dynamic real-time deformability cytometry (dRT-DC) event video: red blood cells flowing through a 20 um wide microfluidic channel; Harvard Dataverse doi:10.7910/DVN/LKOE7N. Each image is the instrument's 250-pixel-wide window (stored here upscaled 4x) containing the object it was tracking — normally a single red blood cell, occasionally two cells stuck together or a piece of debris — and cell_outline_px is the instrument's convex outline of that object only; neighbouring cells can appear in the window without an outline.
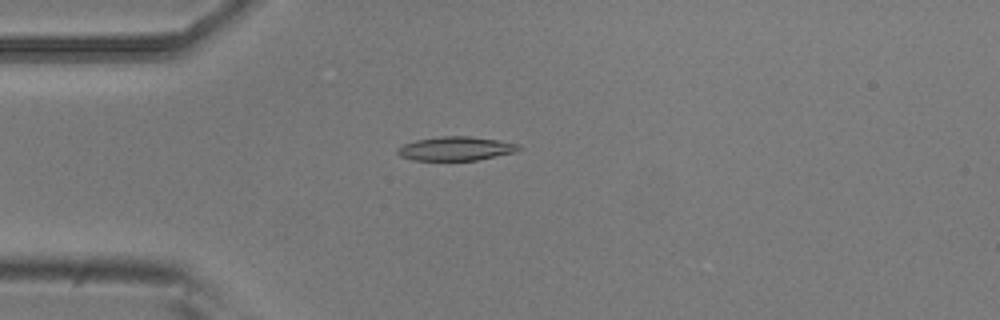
{"species": "common noctule bat (a hibernating species)", "species_latin": "Nyctalus noctula", "temperature_condition": "room temperature", "stored_images_in_passage": 4, "camera_frame_rate_fps": 3000, "um_per_image_px": 0.085, "animal": {"sex": "male", "body_mass_g": 20.5, "forearm_length_mm": 52.5}, "frame": {"image": 1, "passage_image": 4, "time_ms": 1.0, "image_size_px": [1000, 320], "cell_outline_px": [[520, 148], [516, 152], [476, 160], [412, 160], [400, 156], [396, 152], [396, 148], [404, 144], [416, 140], [440, 136], [468, 136], [500, 140], [520, 144]], "centroid_in_image_um": [38.73, 12.62], "position_along_channel_um": 46.3, "area_um2": 16.94}}